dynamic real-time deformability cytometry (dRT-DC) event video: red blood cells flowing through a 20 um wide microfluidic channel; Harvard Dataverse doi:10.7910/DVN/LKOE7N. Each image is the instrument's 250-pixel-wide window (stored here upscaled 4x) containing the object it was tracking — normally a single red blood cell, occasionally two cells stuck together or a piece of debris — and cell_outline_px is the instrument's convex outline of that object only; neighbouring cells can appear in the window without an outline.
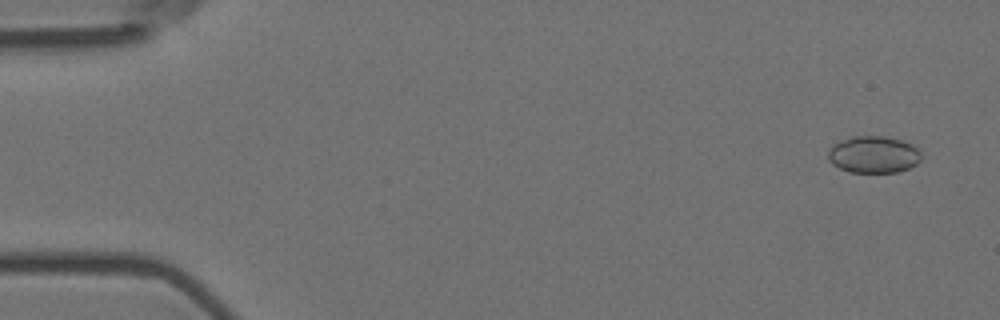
{"species": "Egyptian fruit bat (a non-hibernating species)", "species_latin": "Rousettus aegyptiacus", "temperature_condition": "room temperature", "stored_images_in_passage": 14, "camera_frame_rate_fps": 3000, "um_per_image_px": 0.085, "animal": {"sex": "female"}, "frame": {"image": 1, "passage_image": 3, "time_ms": 0.667, "image_size_px": [1000, 320], "cell_outline_px": [[920, 160], [916, 164], [908, 168], [896, 172], [848, 172], [832, 164], [828, 160], [828, 152], [832, 144], [852, 136], [884, 136], [900, 140], [912, 144], [920, 152]], "centroid_in_image_um": [74.22, 13.13], "position_along_channel_um": 10.8, "area_um2": 20.0}}
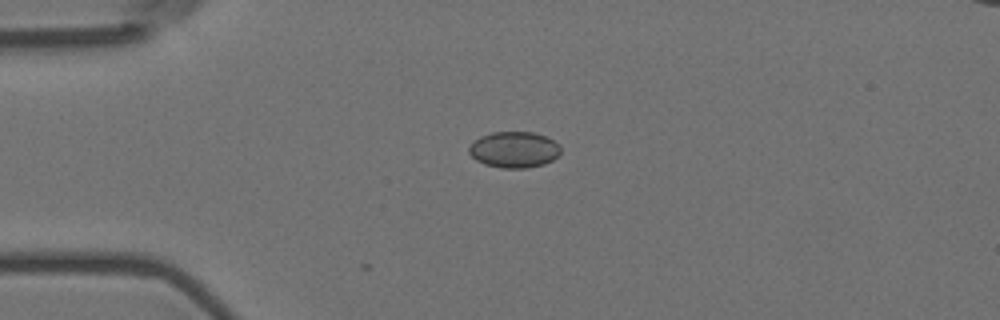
{"frame": {"image": 2, "passage_image": 14, "time_ms": 4.333, "image_size_px": [1000, 320], "cell_outline_px": [[560, 152], [552, 160], [544, 164], [528, 168], [500, 168], [484, 164], [476, 160], [468, 152], [468, 148], [472, 140], [480, 136], [492, 132], [532, 132], [544, 136], [560, 144]], "centroid_in_image_um": [43.66, 12.72], "position_along_channel_um": 41.3, "area_um2": 19.42}}